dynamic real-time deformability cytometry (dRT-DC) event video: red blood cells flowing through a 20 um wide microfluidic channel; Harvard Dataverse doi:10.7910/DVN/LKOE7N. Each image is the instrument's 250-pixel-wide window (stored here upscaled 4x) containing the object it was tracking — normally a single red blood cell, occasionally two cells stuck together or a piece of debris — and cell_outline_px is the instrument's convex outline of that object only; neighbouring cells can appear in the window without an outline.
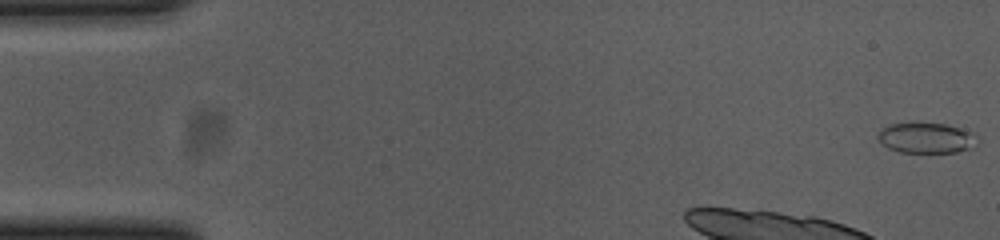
{"species": "common noctule bat (a hibernating species)", "species_latin": "Nyctalus noctula", "temperature_condition": "cold", "stored_images_in_passage": 12, "camera_frame_rate_fps": 3000, "um_per_image_px": 0.085, "animal": {"sex": "female", "body_mass_g": 23.0, "forearm_length_mm": 53.4}, "frame": {"image": 1, "passage_image": 1, "time_ms": 0.0, "image_size_px": [1000, 240], "cell_outline_px": [[980, 140], [976, 148], [956, 152], [900, 152], [888, 148], [880, 144], [876, 136], [880, 128], [888, 124], [912, 120], [916, 120], [948, 124], [972, 132]], "centroid_in_image_um": [78.71, 11.68], "position_along_channel_um": 6.3, "area_um2": 18.84}}